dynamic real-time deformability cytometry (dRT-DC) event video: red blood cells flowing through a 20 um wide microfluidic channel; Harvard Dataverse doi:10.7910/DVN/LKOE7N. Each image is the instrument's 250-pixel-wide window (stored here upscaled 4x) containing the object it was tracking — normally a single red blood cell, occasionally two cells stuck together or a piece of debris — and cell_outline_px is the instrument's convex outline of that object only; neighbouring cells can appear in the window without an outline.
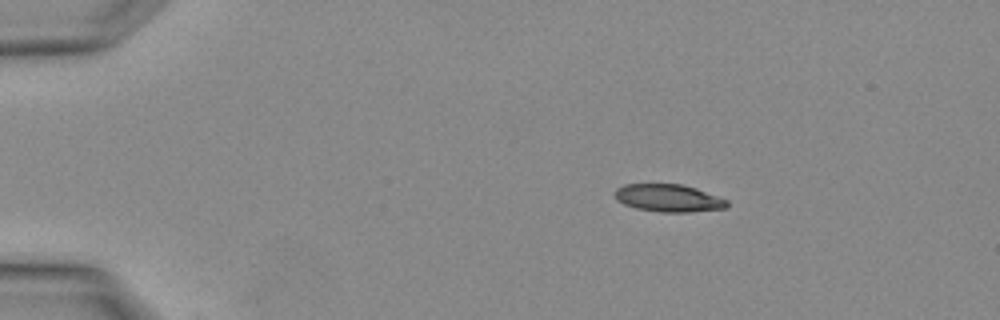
{"species": "Egyptian fruit bat (a non-hibernating species)", "species_latin": "Rousettus aegyptiacus", "temperature_condition": "warm", "stored_images_in_passage": 2, "camera_frame_rate_fps": 3000, "um_per_image_px": 0.085, "animal": {"sex": "female"}, "frame": {"image": 1, "passage_image": 1, "time_ms": 0.0, "image_size_px": [1000, 320], "cell_outline_px": [[728, 204], [724, 208], [688, 212], [660, 212], [636, 208], [624, 204], [616, 200], [616, 188], [624, 184], [684, 184], [696, 188], [728, 200]], "centroid_in_image_um": [56.81, 16.83], "position_along_channel_um": 28.2, "area_um2": 17.92}}